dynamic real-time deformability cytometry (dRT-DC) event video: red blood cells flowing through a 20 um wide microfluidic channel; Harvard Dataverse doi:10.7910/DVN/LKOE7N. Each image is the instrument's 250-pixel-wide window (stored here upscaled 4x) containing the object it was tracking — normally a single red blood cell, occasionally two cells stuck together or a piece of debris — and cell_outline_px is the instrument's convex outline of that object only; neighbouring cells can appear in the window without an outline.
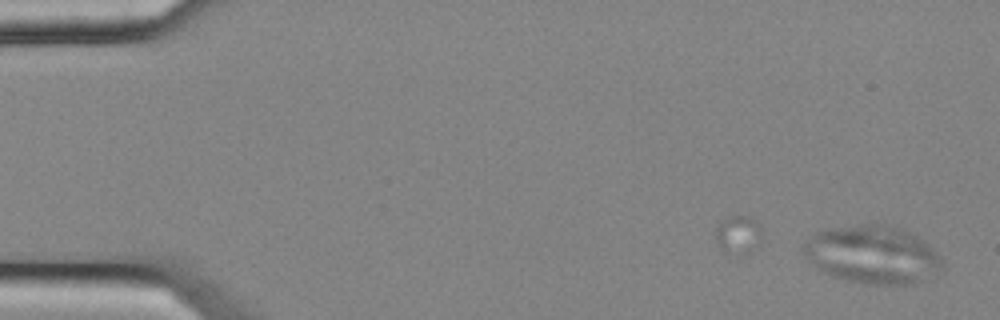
{"species": "common noctule bat (a hibernating species)", "species_latin": "Nyctalus noctula", "temperature_condition": "cold", "stored_images_in_passage": 6, "camera_frame_rate_fps": 3000, "um_per_image_px": 0.085, "animal": {"sex": "female", "body_mass_g": 25.1}, "frame": {"image": 1, "passage_image": 1, "time_ms": 0.0, "image_size_px": [1000, 320], "cell_outline_px": [[944, 268], [940, 276], [916, 284], [868, 284], [848, 280], [832, 276], [816, 268], [804, 256], [804, 240], [808, 236], [816, 232], [832, 228], [860, 224], [884, 224], [900, 228], [924, 240], [944, 260]], "centroid_in_image_um": [74.23, 21.66], "position_along_channel_um": 10.8, "area_um2": 47.57}}